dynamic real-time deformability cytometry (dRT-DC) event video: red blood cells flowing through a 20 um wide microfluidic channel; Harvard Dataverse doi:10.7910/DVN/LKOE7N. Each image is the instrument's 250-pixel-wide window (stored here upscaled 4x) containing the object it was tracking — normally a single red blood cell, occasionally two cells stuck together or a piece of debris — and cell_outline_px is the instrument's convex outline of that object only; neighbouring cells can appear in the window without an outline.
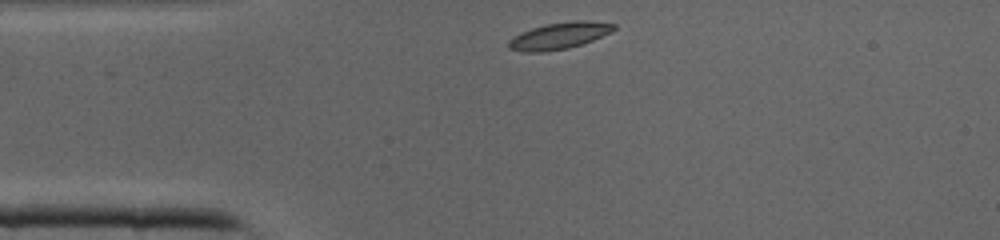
{"species": "common noctule bat (a hibernating species)", "species_latin": "Nyctalus noctula", "temperature_condition": "cold", "stored_images_in_passage": 28, "camera_frame_rate_fps": 3000, "um_per_image_px": 0.085, "animal": {"sex": "male", "body_mass_g": 19.0, "forearm_length_mm": 50.8}, "frame": {"image": 1, "passage_image": 1, "time_ms": 0.0, "image_size_px": [1000, 240], "cell_outline_px": [[616, 28], [612, 32], [592, 40], [568, 48], [544, 52], [524, 52], [508, 48], [508, 40], [520, 32], [532, 28], [548, 24], [572, 20], [588, 20], [616, 24]], "centroid_in_image_um": [47.54, 3.03], "position_along_channel_um": 37.5, "area_um2": 16.36}}
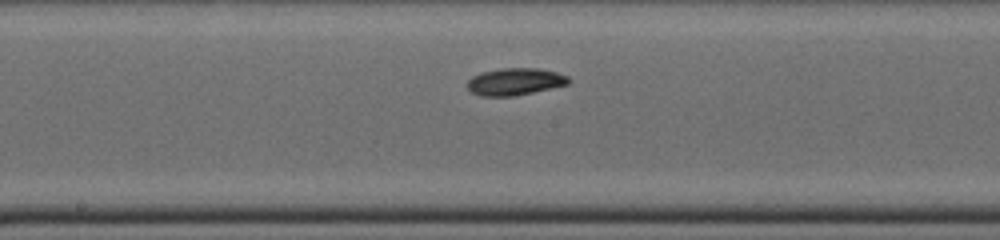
{"frame": {"image": 2, "passage_image": 13, "time_ms": 4.0, "image_size_px": [1000, 240], "cell_outline_px": [[572, 80], [568, 84], [532, 92], [512, 96], [480, 96], [472, 92], [468, 88], [468, 80], [472, 76], [480, 72], [500, 68], [536, 68], [556, 72], [568, 76]], "centroid_in_image_um": [43.76, 6.93], "position_along_channel_um": 204.4, "area_um2": 15.95}}
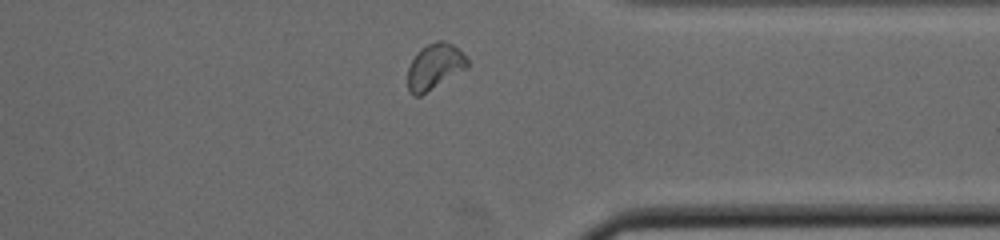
{"frame": {"image": 3, "passage_image": 24, "time_ms": 7.667, "image_size_px": [1000, 240], "cell_outline_px": [[468, 68], [420, 96], [412, 96], [408, 92], [408, 68], [416, 52], [420, 48], [436, 40], [444, 40], [452, 44], [468, 60]], "centroid_in_image_um": [36.92, 5.67], "position_along_channel_um": 374.5, "area_um2": 15.95}}